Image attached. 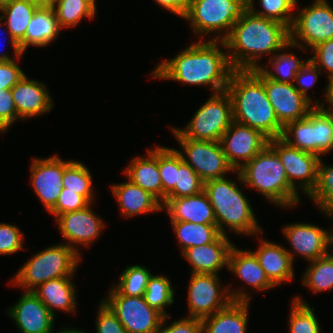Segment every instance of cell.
<instances>
[{
    "instance_id": "3",
    "label": "cell",
    "mask_w": 333,
    "mask_h": 333,
    "mask_svg": "<svg viewBox=\"0 0 333 333\" xmlns=\"http://www.w3.org/2000/svg\"><path fill=\"white\" fill-rule=\"evenodd\" d=\"M232 99L233 120L261 131L269 139L279 138V123L263 84V73L255 70H234L226 90Z\"/></svg>"
},
{
    "instance_id": "57",
    "label": "cell",
    "mask_w": 333,
    "mask_h": 333,
    "mask_svg": "<svg viewBox=\"0 0 333 333\" xmlns=\"http://www.w3.org/2000/svg\"><path fill=\"white\" fill-rule=\"evenodd\" d=\"M324 214H326V215H329V216H331V217H333V212H331V213H324ZM331 245H333V232L331 231Z\"/></svg>"
},
{
    "instance_id": "38",
    "label": "cell",
    "mask_w": 333,
    "mask_h": 333,
    "mask_svg": "<svg viewBox=\"0 0 333 333\" xmlns=\"http://www.w3.org/2000/svg\"><path fill=\"white\" fill-rule=\"evenodd\" d=\"M171 282L165 276H151L144 293L146 303L160 312L164 317L168 316L164 311L165 306L173 303L174 291Z\"/></svg>"
},
{
    "instance_id": "26",
    "label": "cell",
    "mask_w": 333,
    "mask_h": 333,
    "mask_svg": "<svg viewBox=\"0 0 333 333\" xmlns=\"http://www.w3.org/2000/svg\"><path fill=\"white\" fill-rule=\"evenodd\" d=\"M248 301H231L225 308L202 319V333H246Z\"/></svg>"
},
{
    "instance_id": "53",
    "label": "cell",
    "mask_w": 333,
    "mask_h": 333,
    "mask_svg": "<svg viewBox=\"0 0 333 333\" xmlns=\"http://www.w3.org/2000/svg\"><path fill=\"white\" fill-rule=\"evenodd\" d=\"M330 82L328 83V86L326 87V101H328L331 105L328 110H333V77L329 78Z\"/></svg>"
},
{
    "instance_id": "52",
    "label": "cell",
    "mask_w": 333,
    "mask_h": 333,
    "mask_svg": "<svg viewBox=\"0 0 333 333\" xmlns=\"http://www.w3.org/2000/svg\"><path fill=\"white\" fill-rule=\"evenodd\" d=\"M157 4L170 10L172 13L179 15L180 17H185L188 9L189 0H155Z\"/></svg>"
},
{
    "instance_id": "12",
    "label": "cell",
    "mask_w": 333,
    "mask_h": 333,
    "mask_svg": "<svg viewBox=\"0 0 333 333\" xmlns=\"http://www.w3.org/2000/svg\"><path fill=\"white\" fill-rule=\"evenodd\" d=\"M298 13L296 17L294 16L290 29L292 47L306 49L299 44V39L311 49L321 42L333 39V8L326 0H315L310 7L303 8Z\"/></svg>"
},
{
    "instance_id": "19",
    "label": "cell",
    "mask_w": 333,
    "mask_h": 333,
    "mask_svg": "<svg viewBox=\"0 0 333 333\" xmlns=\"http://www.w3.org/2000/svg\"><path fill=\"white\" fill-rule=\"evenodd\" d=\"M56 218L60 232L69 243L71 242L68 246L72 249L74 243L91 245L103 228V220L97 217L89 206L79 211L57 215Z\"/></svg>"
},
{
    "instance_id": "11",
    "label": "cell",
    "mask_w": 333,
    "mask_h": 333,
    "mask_svg": "<svg viewBox=\"0 0 333 333\" xmlns=\"http://www.w3.org/2000/svg\"><path fill=\"white\" fill-rule=\"evenodd\" d=\"M109 298L103 302L117 316L127 333H155L163 315L150 307L144 296L132 297L121 295L112 288Z\"/></svg>"
},
{
    "instance_id": "40",
    "label": "cell",
    "mask_w": 333,
    "mask_h": 333,
    "mask_svg": "<svg viewBox=\"0 0 333 333\" xmlns=\"http://www.w3.org/2000/svg\"><path fill=\"white\" fill-rule=\"evenodd\" d=\"M309 197L317 202L324 213L333 212V166H325L321 158L318 164L317 184Z\"/></svg>"
},
{
    "instance_id": "25",
    "label": "cell",
    "mask_w": 333,
    "mask_h": 333,
    "mask_svg": "<svg viewBox=\"0 0 333 333\" xmlns=\"http://www.w3.org/2000/svg\"><path fill=\"white\" fill-rule=\"evenodd\" d=\"M124 172L133 184L148 191L163 203V186L158 170V147L149 150L147 158H134Z\"/></svg>"
},
{
    "instance_id": "46",
    "label": "cell",
    "mask_w": 333,
    "mask_h": 333,
    "mask_svg": "<svg viewBox=\"0 0 333 333\" xmlns=\"http://www.w3.org/2000/svg\"><path fill=\"white\" fill-rule=\"evenodd\" d=\"M23 234L13 225L0 224V254H12L22 248Z\"/></svg>"
},
{
    "instance_id": "59",
    "label": "cell",
    "mask_w": 333,
    "mask_h": 333,
    "mask_svg": "<svg viewBox=\"0 0 333 333\" xmlns=\"http://www.w3.org/2000/svg\"><path fill=\"white\" fill-rule=\"evenodd\" d=\"M10 0H0V6L8 3Z\"/></svg>"
},
{
    "instance_id": "5",
    "label": "cell",
    "mask_w": 333,
    "mask_h": 333,
    "mask_svg": "<svg viewBox=\"0 0 333 333\" xmlns=\"http://www.w3.org/2000/svg\"><path fill=\"white\" fill-rule=\"evenodd\" d=\"M213 207L216 226L226 235L223 224L237 234L253 235L261 230L250 203L237 187L236 182L220 178L204 182V189Z\"/></svg>"
},
{
    "instance_id": "49",
    "label": "cell",
    "mask_w": 333,
    "mask_h": 333,
    "mask_svg": "<svg viewBox=\"0 0 333 333\" xmlns=\"http://www.w3.org/2000/svg\"><path fill=\"white\" fill-rule=\"evenodd\" d=\"M315 56L309 58L320 70L328 71L329 78L333 77V39L321 42L312 48Z\"/></svg>"
},
{
    "instance_id": "54",
    "label": "cell",
    "mask_w": 333,
    "mask_h": 333,
    "mask_svg": "<svg viewBox=\"0 0 333 333\" xmlns=\"http://www.w3.org/2000/svg\"><path fill=\"white\" fill-rule=\"evenodd\" d=\"M23 1H27V2H30V3L39 5V6L47 5L43 0H23Z\"/></svg>"
},
{
    "instance_id": "24",
    "label": "cell",
    "mask_w": 333,
    "mask_h": 333,
    "mask_svg": "<svg viewBox=\"0 0 333 333\" xmlns=\"http://www.w3.org/2000/svg\"><path fill=\"white\" fill-rule=\"evenodd\" d=\"M260 247L252 253L265 271L269 281L275 286L288 280H292L293 253L275 243L260 241Z\"/></svg>"
},
{
    "instance_id": "34",
    "label": "cell",
    "mask_w": 333,
    "mask_h": 333,
    "mask_svg": "<svg viewBox=\"0 0 333 333\" xmlns=\"http://www.w3.org/2000/svg\"><path fill=\"white\" fill-rule=\"evenodd\" d=\"M304 274L303 282L314 292L331 290L333 288V255L327 253L316 260Z\"/></svg>"
},
{
    "instance_id": "20",
    "label": "cell",
    "mask_w": 333,
    "mask_h": 333,
    "mask_svg": "<svg viewBox=\"0 0 333 333\" xmlns=\"http://www.w3.org/2000/svg\"><path fill=\"white\" fill-rule=\"evenodd\" d=\"M283 233L295 252L313 261L328 253L331 232L311 224L297 223L284 227Z\"/></svg>"
},
{
    "instance_id": "50",
    "label": "cell",
    "mask_w": 333,
    "mask_h": 333,
    "mask_svg": "<svg viewBox=\"0 0 333 333\" xmlns=\"http://www.w3.org/2000/svg\"><path fill=\"white\" fill-rule=\"evenodd\" d=\"M170 316H165L155 333H202V320L199 318L187 317L173 322L170 326L162 328L164 322Z\"/></svg>"
},
{
    "instance_id": "2",
    "label": "cell",
    "mask_w": 333,
    "mask_h": 333,
    "mask_svg": "<svg viewBox=\"0 0 333 333\" xmlns=\"http://www.w3.org/2000/svg\"><path fill=\"white\" fill-rule=\"evenodd\" d=\"M217 44V40H209L188 46L173 59L159 63L153 78L209 85L215 93L226 91L234 69L228 53L219 50Z\"/></svg>"
},
{
    "instance_id": "55",
    "label": "cell",
    "mask_w": 333,
    "mask_h": 333,
    "mask_svg": "<svg viewBox=\"0 0 333 333\" xmlns=\"http://www.w3.org/2000/svg\"><path fill=\"white\" fill-rule=\"evenodd\" d=\"M50 333H53L52 331ZM58 333H84L83 331H79V330H73V329H70V330H62V331H59Z\"/></svg>"
},
{
    "instance_id": "18",
    "label": "cell",
    "mask_w": 333,
    "mask_h": 333,
    "mask_svg": "<svg viewBox=\"0 0 333 333\" xmlns=\"http://www.w3.org/2000/svg\"><path fill=\"white\" fill-rule=\"evenodd\" d=\"M8 310L21 333H50L53 330L55 316L32 291L24 292L17 304Z\"/></svg>"
},
{
    "instance_id": "21",
    "label": "cell",
    "mask_w": 333,
    "mask_h": 333,
    "mask_svg": "<svg viewBox=\"0 0 333 333\" xmlns=\"http://www.w3.org/2000/svg\"><path fill=\"white\" fill-rule=\"evenodd\" d=\"M233 244L226 235L220 234L212 243L193 246L182 254L192 265L193 274H215L228 266V258Z\"/></svg>"
},
{
    "instance_id": "15",
    "label": "cell",
    "mask_w": 333,
    "mask_h": 333,
    "mask_svg": "<svg viewBox=\"0 0 333 333\" xmlns=\"http://www.w3.org/2000/svg\"><path fill=\"white\" fill-rule=\"evenodd\" d=\"M220 143L228 163L238 171L269 144V138L257 129L233 121Z\"/></svg>"
},
{
    "instance_id": "39",
    "label": "cell",
    "mask_w": 333,
    "mask_h": 333,
    "mask_svg": "<svg viewBox=\"0 0 333 333\" xmlns=\"http://www.w3.org/2000/svg\"><path fill=\"white\" fill-rule=\"evenodd\" d=\"M151 272L139 265L128 266L121 275L120 282L114 287L121 295L144 296Z\"/></svg>"
},
{
    "instance_id": "51",
    "label": "cell",
    "mask_w": 333,
    "mask_h": 333,
    "mask_svg": "<svg viewBox=\"0 0 333 333\" xmlns=\"http://www.w3.org/2000/svg\"><path fill=\"white\" fill-rule=\"evenodd\" d=\"M319 71V72H318ZM320 69L310 60H307V63L301 68V70L296 74L294 81L300 85L296 86L297 90L310 102L311 98L308 97L307 91L308 88H311L313 84L317 81L318 75L320 74ZM319 74H318V73Z\"/></svg>"
},
{
    "instance_id": "27",
    "label": "cell",
    "mask_w": 333,
    "mask_h": 333,
    "mask_svg": "<svg viewBox=\"0 0 333 333\" xmlns=\"http://www.w3.org/2000/svg\"><path fill=\"white\" fill-rule=\"evenodd\" d=\"M60 25L51 5L40 6L30 21L25 37L18 43L24 53L29 45L45 46L52 42L60 32Z\"/></svg>"
},
{
    "instance_id": "22",
    "label": "cell",
    "mask_w": 333,
    "mask_h": 333,
    "mask_svg": "<svg viewBox=\"0 0 333 333\" xmlns=\"http://www.w3.org/2000/svg\"><path fill=\"white\" fill-rule=\"evenodd\" d=\"M46 86L24 75L11 88L18 118L26 119L51 110L53 102Z\"/></svg>"
},
{
    "instance_id": "56",
    "label": "cell",
    "mask_w": 333,
    "mask_h": 333,
    "mask_svg": "<svg viewBox=\"0 0 333 333\" xmlns=\"http://www.w3.org/2000/svg\"><path fill=\"white\" fill-rule=\"evenodd\" d=\"M329 116H330V119H331V121H332V123H333V110H327L326 108L324 109L323 108V104L322 105H319Z\"/></svg>"
},
{
    "instance_id": "7",
    "label": "cell",
    "mask_w": 333,
    "mask_h": 333,
    "mask_svg": "<svg viewBox=\"0 0 333 333\" xmlns=\"http://www.w3.org/2000/svg\"><path fill=\"white\" fill-rule=\"evenodd\" d=\"M247 9L246 0H189L184 19L191 22L196 34L217 33L228 29L223 37L220 38L218 34L212 39L224 41Z\"/></svg>"
},
{
    "instance_id": "6",
    "label": "cell",
    "mask_w": 333,
    "mask_h": 333,
    "mask_svg": "<svg viewBox=\"0 0 333 333\" xmlns=\"http://www.w3.org/2000/svg\"><path fill=\"white\" fill-rule=\"evenodd\" d=\"M80 254L67 244L55 245L35 254L15 275L19 287L32 291L51 279L72 276L77 268Z\"/></svg>"
},
{
    "instance_id": "58",
    "label": "cell",
    "mask_w": 333,
    "mask_h": 333,
    "mask_svg": "<svg viewBox=\"0 0 333 333\" xmlns=\"http://www.w3.org/2000/svg\"><path fill=\"white\" fill-rule=\"evenodd\" d=\"M47 5H51L55 0H43Z\"/></svg>"
},
{
    "instance_id": "1",
    "label": "cell",
    "mask_w": 333,
    "mask_h": 333,
    "mask_svg": "<svg viewBox=\"0 0 333 333\" xmlns=\"http://www.w3.org/2000/svg\"><path fill=\"white\" fill-rule=\"evenodd\" d=\"M218 42L230 49L228 59L234 70L258 69L257 57L291 47L290 29L286 25L255 15L249 8L229 36Z\"/></svg>"
},
{
    "instance_id": "13",
    "label": "cell",
    "mask_w": 333,
    "mask_h": 333,
    "mask_svg": "<svg viewBox=\"0 0 333 333\" xmlns=\"http://www.w3.org/2000/svg\"><path fill=\"white\" fill-rule=\"evenodd\" d=\"M186 153L177 150L185 163L198 174L203 182L224 178V174L234 169L228 163L220 141L194 140L177 137ZM190 161V162H189Z\"/></svg>"
},
{
    "instance_id": "45",
    "label": "cell",
    "mask_w": 333,
    "mask_h": 333,
    "mask_svg": "<svg viewBox=\"0 0 333 333\" xmlns=\"http://www.w3.org/2000/svg\"><path fill=\"white\" fill-rule=\"evenodd\" d=\"M24 72L6 54H0V91L10 90L24 76Z\"/></svg>"
},
{
    "instance_id": "8",
    "label": "cell",
    "mask_w": 333,
    "mask_h": 333,
    "mask_svg": "<svg viewBox=\"0 0 333 333\" xmlns=\"http://www.w3.org/2000/svg\"><path fill=\"white\" fill-rule=\"evenodd\" d=\"M315 103L305 118L288 123L281 137L289 145L319 156L333 150V123L319 101Z\"/></svg>"
},
{
    "instance_id": "31",
    "label": "cell",
    "mask_w": 333,
    "mask_h": 333,
    "mask_svg": "<svg viewBox=\"0 0 333 333\" xmlns=\"http://www.w3.org/2000/svg\"><path fill=\"white\" fill-rule=\"evenodd\" d=\"M227 268L244 282L250 284L251 287L259 290L274 287L251 251H243L242 249L239 251L233 246L229 254Z\"/></svg>"
},
{
    "instance_id": "30",
    "label": "cell",
    "mask_w": 333,
    "mask_h": 333,
    "mask_svg": "<svg viewBox=\"0 0 333 333\" xmlns=\"http://www.w3.org/2000/svg\"><path fill=\"white\" fill-rule=\"evenodd\" d=\"M70 277L51 279L32 290L54 316L53 308L68 312H74L76 309L75 287Z\"/></svg>"
},
{
    "instance_id": "29",
    "label": "cell",
    "mask_w": 333,
    "mask_h": 333,
    "mask_svg": "<svg viewBox=\"0 0 333 333\" xmlns=\"http://www.w3.org/2000/svg\"><path fill=\"white\" fill-rule=\"evenodd\" d=\"M112 192L120 204L122 214L126 217L163 210L162 203L156 197L130 180L112 186Z\"/></svg>"
},
{
    "instance_id": "37",
    "label": "cell",
    "mask_w": 333,
    "mask_h": 333,
    "mask_svg": "<svg viewBox=\"0 0 333 333\" xmlns=\"http://www.w3.org/2000/svg\"><path fill=\"white\" fill-rule=\"evenodd\" d=\"M274 68V70L278 73L270 72L268 69L260 66L258 69L269 79L276 82H284V83H293L296 74L301 70V68L307 63L298 59V57L294 53H283L280 55H273L269 60Z\"/></svg>"
},
{
    "instance_id": "48",
    "label": "cell",
    "mask_w": 333,
    "mask_h": 333,
    "mask_svg": "<svg viewBox=\"0 0 333 333\" xmlns=\"http://www.w3.org/2000/svg\"><path fill=\"white\" fill-rule=\"evenodd\" d=\"M18 119L13 95L10 90L0 91V132H5Z\"/></svg>"
},
{
    "instance_id": "43",
    "label": "cell",
    "mask_w": 333,
    "mask_h": 333,
    "mask_svg": "<svg viewBox=\"0 0 333 333\" xmlns=\"http://www.w3.org/2000/svg\"><path fill=\"white\" fill-rule=\"evenodd\" d=\"M158 170L163 186V202L175 188L178 171V151L172 148L158 147Z\"/></svg>"
},
{
    "instance_id": "42",
    "label": "cell",
    "mask_w": 333,
    "mask_h": 333,
    "mask_svg": "<svg viewBox=\"0 0 333 333\" xmlns=\"http://www.w3.org/2000/svg\"><path fill=\"white\" fill-rule=\"evenodd\" d=\"M262 12L254 10V0L248 2V8L255 14L266 19L278 21L291 29L294 19L289 12L296 7V0H259ZM288 13V14H287Z\"/></svg>"
},
{
    "instance_id": "17",
    "label": "cell",
    "mask_w": 333,
    "mask_h": 333,
    "mask_svg": "<svg viewBox=\"0 0 333 333\" xmlns=\"http://www.w3.org/2000/svg\"><path fill=\"white\" fill-rule=\"evenodd\" d=\"M31 165V183L35 193L50 212L58 201L63 189L64 169L72 162H64L57 156L48 159H34Z\"/></svg>"
},
{
    "instance_id": "23",
    "label": "cell",
    "mask_w": 333,
    "mask_h": 333,
    "mask_svg": "<svg viewBox=\"0 0 333 333\" xmlns=\"http://www.w3.org/2000/svg\"><path fill=\"white\" fill-rule=\"evenodd\" d=\"M162 207L167 208L171 221L216 224L213 207L204 190L188 197L166 199Z\"/></svg>"
},
{
    "instance_id": "41",
    "label": "cell",
    "mask_w": 333,
    "mask_h": 333,
    "mask_svg": "<svg viewBox=\"0 0 333 333\" xmlns=\"http://www.w3.org/2000/svg\"><path fill=\"white\" fill-rule=\"evenodd\" d=\"M292 303L289 322L291 333H320L314 308H310L305 301L302 302L300 297L294 298Z\"/></svg>"
},
{
    "instance_id": "35",
    "label": "cell",
    "mask_w": 333,
    "mask_h": 333,
    "mask_svg": "<svg viewBox=\"0 0 333 333\" xmlns=\"http://www.w3.org/2000/svg\"><path fill=\"white\" fill-rule=\"evenodd\" d=\"M62 184L67 191L83 195L90 203L93 201L92 177L84 164L72 161L64 169Z\"/></svg>"
},
{
    "instance_id": "44",
    "label": "cell",
    "mask_w": 333,
    "mask_h": 333,
    "mask_svg": "<svg viewBox=\"0 0 333 333\" xmlns=\"http://www.w3.org/2000/svg\"><path fill=\"white\" fill-rule=\"evenodd\" d=\"M90 205L91 203L83 195L67 191V188H63L55 207L50 213L57 216L66 212L79 211Z\"/></svg>"
},
{
    "instance_id": "33",
    "label": "cell",
    "mask_w": 333,
    "mask_h": 333,
    "mask_svg": "<svg viewBox=\"0 0 333 333\" xmlns=\"http://www.w3.org/2000/svg\"><path fill=\"white\" fill-rule=\"evenodd\" d=\"M54 8L61 28L75 26L83 17L89 19L95 16V0H55Z\"/></svg>"
},
{
    "instance_id": "32",
    "label": "cell",
    "mask_w": 333,
    "mask_h": 333,
    "mask_svg": "<svg viewBox=\"0 0 333 333\" xmlns=\"http://www.w3.org/2000/svg\"><path fill=\"white\" fill-rule=\"evenodd\" d=\"M172 225L182 246V253L190 247L212 243L221 234L216 224L172 221Z\"/></svg>"
},
{
    "instance_id": "10",
    "label": "cell",
    "mask_w": 333,
    "mask_h": 333,
    "mask_svg": "<svg viewBox=\"0 0 333 333\" xmlns=\"http://www.w3.org/2000/svg\"><path fill=\"white\" fill-rule=\"evenodd\" d=\"M188 290V316L201 320L225 308L231 301L250 300L243 290L230 293L226 288L227 292H222L215 274L192 273Z\"/></svg>"
},
{
    "instance_id": "4",
    "label": "cell",
    "mask_w": 333,
    "mask_h": 333,
    "mask_svg": "<svg viewBox=\"0 0 333 333\" xmlns=\"http://www.w3.org/2000/svg\"><path fill=\"white\" fill-rule=\"evenodd\" d=\"M237 172L241 182L254 187L276 205L292 207L299 201L277 152L269 144Z\"/></svg>"
},
{
    "instance_id": "14",
    "label": "cell",
    "mask_w": 333,
    "mask_h": 333,
    "mask_svg": "<svg viewBox=\"0 0 333 333\" xmlns=\"http://www.w3.org/2000/svg\"><path fill=\"white\" fill-rule=\"evenodd\" d=\"M269 145L277 152L289 184L297 191L295 179H299L304 193L310 195L317 184L320 156L297 149L282 137L269 139Z\"/></svg>"
},
{
    "instance_id": "36",
    "label": "cell",
    "mask_w": 333,
    "mask_h": 333,
    "mask_svg": "<svg viewBox=\"0 0 333 333\" xmlns=\"http://www.w3.org/2000/svg\"><path fill=\"white\" fill-rule=\"evenodd\" d=\"M204 182L198 174L185 163L178 152V171L175 188L166 196V199L181 198L195 195L203 191Z\"/></svg>"
},
{
    "instance_id": "16",
    "label": "cell",
    "mask_w": 333,
    "mask_h": 333,
    "mask_svg": "<svg viewBox=\"0 0 333 333\" xmlns=\"http://www.w3.org/2000/svg\"><path fill=\"white\" fill-rule=\"evenodd\" d=\"M263 84L277 119L283 127L305 118L313 108L309 107L311 102L297 90L294 83L276 82L263 74Z\"/></svg>"
},
{
    "instance_id": "28",
    "label": "cell",
    "mask_w": 333,
    "mask_h": 333,
    "mask_svg": "<svg viewBox=\"0 0 333 333\" xmlns=\"http://www.w3.org/2000/svg\"><path fill=\"white\" fill-rule=\"evenodd\" d=\"M39 7V5L23 0H10L8 3L0 6V10L4 14V16L0 17V20L2 21L7 18L4 25L9 30L7 32L10 35V43H12L18 59L23 54L18 43L25 37L28 25Z\"/></svg>"
},
{
    "instance_id": "9",
    "label": "cell",
    "mask_w": 333,
    "mask_h": 333,
    "mask_svg": "<svg viewBox=\"0 0 333 333\" xmlns=\"http://www.w3.org/2000/svg\"><path fill=\"white\" fill-rule=\"evenodd\" d=\"M233 104L227 91L215 93L194 114L186 129L172 128L175 137L220 141L233 122Z\"/></svg>"
},
{
    "instance_id": "47",
    "label": "cell",
    "mask_w": 333,
    "mask_h": 333,
    "mask_svg": "<svg viewBox=\"0 0 333 333\" xmlns=\"http://www.w3.org/2000/svg\"><path fill=\"white\" fill-rule=\"evenodd\" d=\"M97 333H127L117 316L102 301L96 323Z\"/></svg>"
}]
</instances>
